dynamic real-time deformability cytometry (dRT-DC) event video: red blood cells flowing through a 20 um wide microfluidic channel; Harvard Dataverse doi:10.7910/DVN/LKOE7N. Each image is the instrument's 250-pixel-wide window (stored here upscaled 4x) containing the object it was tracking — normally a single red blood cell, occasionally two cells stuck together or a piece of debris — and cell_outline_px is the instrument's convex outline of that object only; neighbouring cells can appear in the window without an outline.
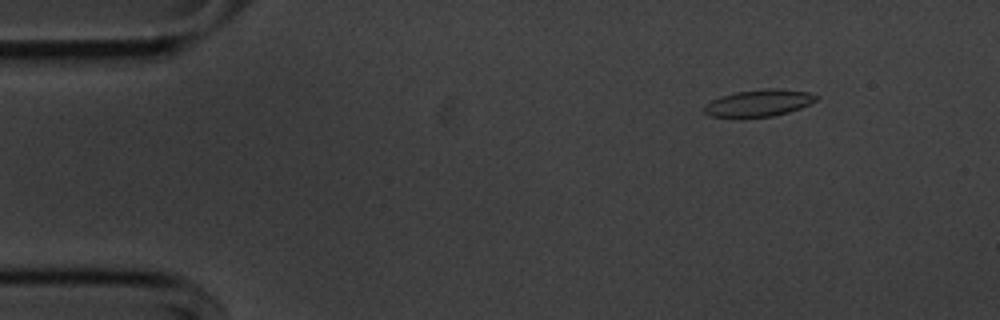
{"species": "common noctule bat (a hibernating species)", "species_latin": "Nyctalus noctula", "temperature_condition": "cold", "stored_images_in_passage": 10, "camera_frame_rate_fps": 3000, "um_per_image_px": 0.085, "animal": {"sex": "male", "body_mass_g": 20.1, "forearm_length_mm": 53.5}, "frame": {"image": 1, "passage_image": 2, "time_ms": 0.333, "image_size_px": [1000, 320], "cell_outline_px": [[820, 96], [816, 100], [800, 108], [788, 112], [772, 116], [708, 116], [704, 112], [704, 104], [720, 96], [736, 92], [768, 88], [776, 88], [808, 92]], "centroid_in_image_um": [64.5, 8.73], "position_along_channel_um": 20.5, "area_um2": 17.22}}